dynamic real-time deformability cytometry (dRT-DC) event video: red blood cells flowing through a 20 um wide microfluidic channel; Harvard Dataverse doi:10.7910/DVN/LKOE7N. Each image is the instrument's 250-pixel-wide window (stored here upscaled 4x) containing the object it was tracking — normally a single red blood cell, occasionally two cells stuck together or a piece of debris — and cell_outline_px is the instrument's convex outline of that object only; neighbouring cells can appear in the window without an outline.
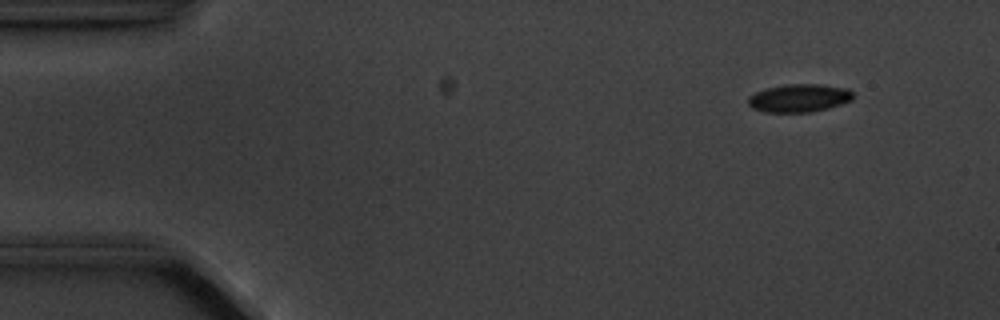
{"species": "common noctule bat (a hibernating species)", "species_latin": "Nyctalus noctula", "temperature_condition": "cold", "stored_images_in_passage": 5, "camera_frame_rate_fps": 3000, "um_per_image_px": 0.085, "animal": {"sex": "male", "body_mass_g": 20.1, "forearm_length_mm": 53.5}, "frame": {"image": 1, "passage_image": 1, "time_ms": 0.0, "image_size_px": [1000, 320], "cell_outline_px": [[852, 100], [828, 108], [812, 112], [764, 112], [752, 108], [748, 104], [748, 96], [756, 92], [768, 88], [784, 84], [820, 84], [848, 88], [852, 92]], "centroid_in_image_um": [67.91, 8.33], "position_along_channel_um": 17.1, "area_um2": 17.17}}
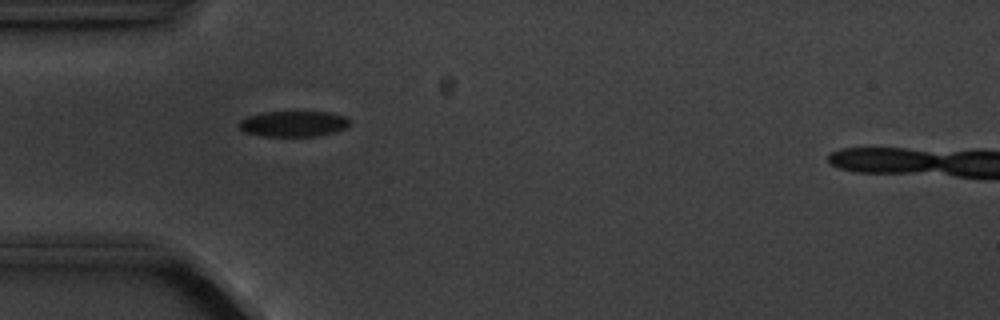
{"frame": {"image": 2, "passage_image": 4, "time_ms": 3.667, "image_size_px": [1000, 320], "cell_outline_px": [[348, 128], [336, 132], [316, 136], [264, 136], [244, 132], [236, 124], [240, 120], [248, 116], [264, 112], [332, 112], [344, 116], [348, 120]], "centroid_in_image_um": [24.94, 10.52], "position_along_channel_um": 60.1, "area_um2": 16.65}}